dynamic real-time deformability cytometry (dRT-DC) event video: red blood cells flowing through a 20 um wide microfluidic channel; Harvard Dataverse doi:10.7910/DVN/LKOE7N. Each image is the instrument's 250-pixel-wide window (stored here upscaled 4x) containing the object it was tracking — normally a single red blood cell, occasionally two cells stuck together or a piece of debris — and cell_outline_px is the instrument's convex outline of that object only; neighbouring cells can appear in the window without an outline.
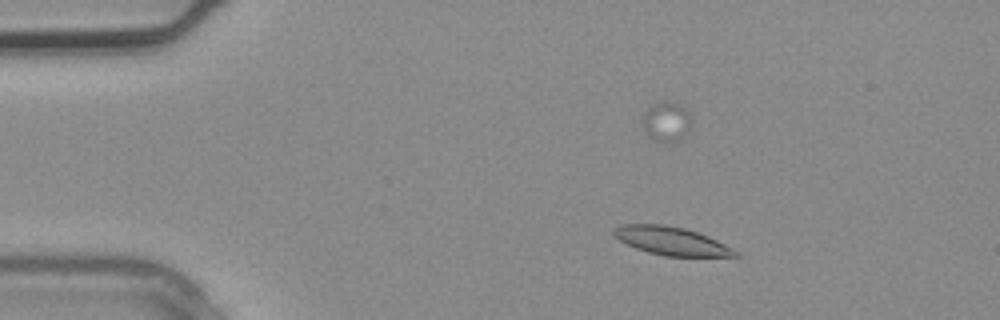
{"species": "common noctule bat (a hibernating species)", "species_latin": "Nyctalus noctula", "temperature_condition": "warm", "stored_images_in_passage": 2, "camera_frame_rate_fps": 3000, "um_per_image_px": 0.085, "animal": {"sex": "male", "body_mass_g": 20.4}, "frame": {"image": 1, "passage_image": 1, "time_ms": 0.0, "image_size_px": [1000, 320], "cell_outline_px": [[740, 256], [664, 256], [648, 252], [636, 248], [620, 240], [612, 232], [620, 224], [664, 224], [684, 228], [708, 236], [740, 252]], "centroid_in_image_um": [57.08, 20.48], "position_along_channel_um": 27.9, "area_um2": 19.77}}